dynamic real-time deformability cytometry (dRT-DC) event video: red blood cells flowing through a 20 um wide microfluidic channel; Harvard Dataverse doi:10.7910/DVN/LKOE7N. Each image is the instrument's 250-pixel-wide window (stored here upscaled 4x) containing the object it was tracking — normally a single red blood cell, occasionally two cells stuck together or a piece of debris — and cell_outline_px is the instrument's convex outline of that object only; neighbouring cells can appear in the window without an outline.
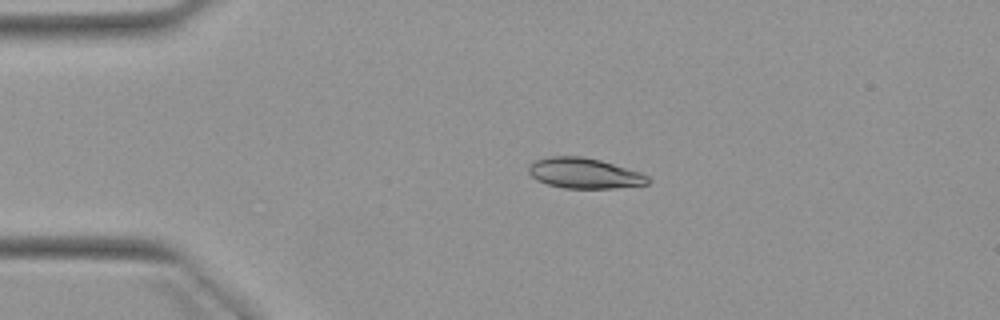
{"species": "Egyptian fruit bat (a non-hibernating species)", "species_latin": "Rousettus aegyptiacus", "temperature_condition": "warm", "stored_images_in_passage": 4, "camera_frame_rate_fps": 3000, "um_per_image_px": 0.085, "animal": {"sex": "female"}, "frame": {"image": 1, "passage_image": 3, "time_ms": 3.0, "image_size_px": [1000, 320], "cell_outline_px": [[652, 180], [648, 184], [612, 188], [564, 188], [548, 184], [536, 180], [528, 172], [528, 164], [536, 160], [552, 156], [580, 156], [600, 160], [640, 172], [648, 176]], "centroid_in_image_um": [49.66, 14.72], "position_along_channel_um": 35.3, "area_um2": 21.1}}
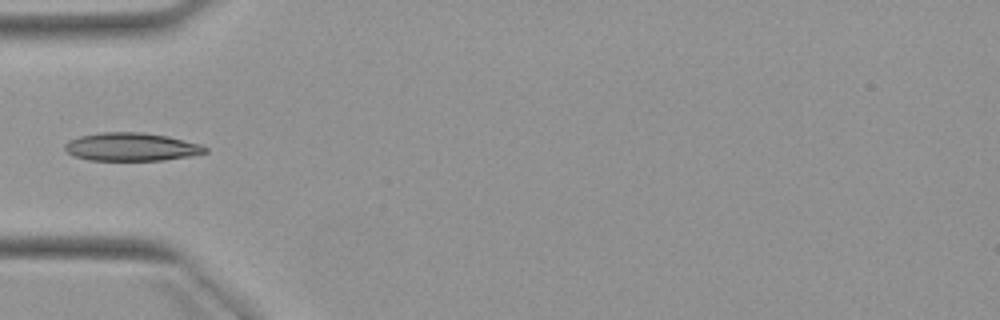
{"frame": {"image": 2, "passage_image": 4, "time_ms": 5.0, "image_size_px": [1000, 320], "cell_outline_px": [[208, 152], [188, 156], [164, 160], [88, 160], [76, 156], [68, 152], [64, 148], [64, 144], [68, 140], [80, 136], [104, 132], [140, 132], [168, 136], [200, 144], [208, 148]], "centroid_in_image_um": [11.17, 12.48], "position_along_channel_um": 73.8, "area_um2": 22.89}}